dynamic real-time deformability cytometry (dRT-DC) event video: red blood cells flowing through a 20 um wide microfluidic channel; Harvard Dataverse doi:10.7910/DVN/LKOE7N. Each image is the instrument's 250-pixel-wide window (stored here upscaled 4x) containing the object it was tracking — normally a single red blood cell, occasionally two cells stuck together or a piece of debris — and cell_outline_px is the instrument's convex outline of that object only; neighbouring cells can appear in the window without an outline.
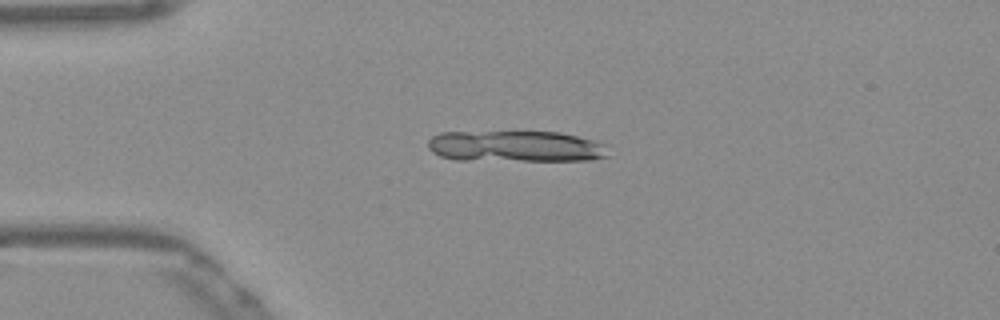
{"species": "Egyptian fruit bat (a non-hibernating species)", "species_latin": "Rousettus aegyptiacus", "temperature_condition": "warm", "stored_images_in_passage": 18, "camera_frame_rate_fps": 3000, "um_per_image_px": 0.085, "frame": {"image": 1, "passage_image": 6, "time_ms": 1.667, "image_size_px": [1000, 320], "cell_outline_px": [[612, 156], [592, 160], [456, 160], [440, 156], [432, 152], [428, 148], [428, 140], [432, 136], [440, 132], [560, 132], [608, 144]], "centroid_in_image_um": [43.88, 12.44], "position_along_channel_um": 41.1, "area_um2": 33.18}}